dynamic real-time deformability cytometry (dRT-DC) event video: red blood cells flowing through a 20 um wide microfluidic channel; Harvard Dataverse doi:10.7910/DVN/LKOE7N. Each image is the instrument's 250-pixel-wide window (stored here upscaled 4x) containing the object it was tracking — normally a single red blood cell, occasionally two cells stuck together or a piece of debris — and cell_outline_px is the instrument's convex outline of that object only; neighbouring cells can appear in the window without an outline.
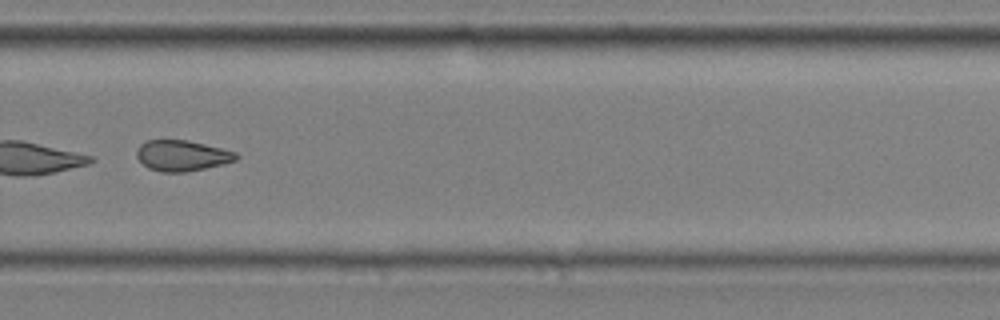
{"species": "common noctule bat (a hibernating species)", "species_latin": "Nyctalus noctula", "temperature_condition": "cold", "stored_images_in_passage": 11, "camera_frame_rate_fps": 3000, "um_per_image_px": 0.085, "animal": {"sex": "male", "body_mass_g": 20.4}, "frame": {"image": 1, "passage_image": 8, "time_ms": 2.333, "image_size_px": [1000, 320], "cell_outline_px": [[240, 156], [236, 160], [224, 164], [188, 172], [160, 172], [148, 168], [136, 156], [136, 148], [144, 140], [188, 140], [236, 152]], "centroid_in_image_um": [15.46, 13.23], "position_along_channel_um": 314.3, "area_um2": 17.98}}